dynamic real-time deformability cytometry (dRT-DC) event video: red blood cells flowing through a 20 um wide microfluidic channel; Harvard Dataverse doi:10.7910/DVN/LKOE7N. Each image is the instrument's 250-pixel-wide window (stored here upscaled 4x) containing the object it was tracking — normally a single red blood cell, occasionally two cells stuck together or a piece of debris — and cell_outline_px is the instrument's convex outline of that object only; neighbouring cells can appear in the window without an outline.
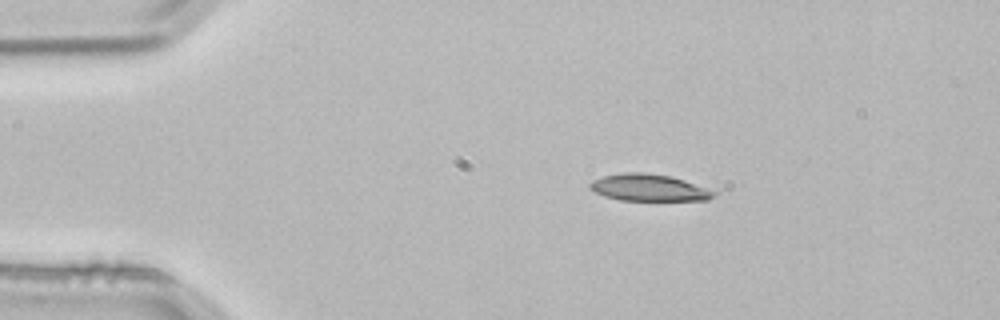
{"species": "common noctule bat (a hibernating species)", "species_latin": "Nyctalus noctula", "temperature_condition": "room temperature", "stored_images_in_passage": 3, "camera_frame_rate_fps": 3000, "um_per_image_px": 0.085, "animal": {"sex": "male", "body_mass_g": 21.5, "forearm_length_mm": 52.0}, "frame": {"image": 1, "passage_image": 2, "time_ms": 0.333, "image_size_px": [1000, 320], "cell_outline_px": [[720, 192], [716, 196], [708, 200], [620, 200], [604, 196], [588, 188], [588, 184], [592, 180], [604, 176], [628, 172], [644, 172], [668, 176], [684, 180]], "centroid_in_image_um": [55.19, 15.96], "position_along_channel_um": 29.8, "area_um2": 19.42}}